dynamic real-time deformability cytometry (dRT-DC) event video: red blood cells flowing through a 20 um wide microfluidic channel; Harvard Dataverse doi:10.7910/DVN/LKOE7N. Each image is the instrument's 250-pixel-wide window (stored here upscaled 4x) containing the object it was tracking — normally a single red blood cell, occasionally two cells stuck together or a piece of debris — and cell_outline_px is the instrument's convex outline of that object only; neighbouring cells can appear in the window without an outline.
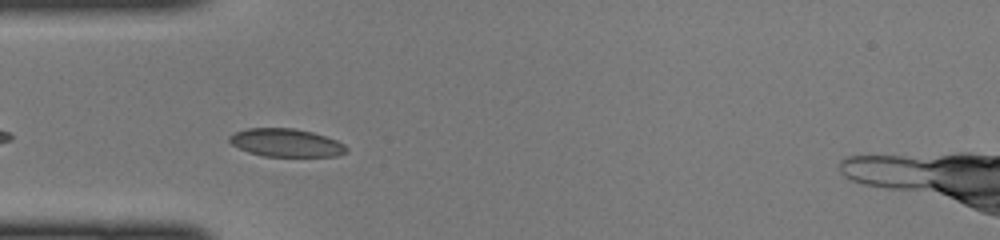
{"species": "common noctule bat (a hibernating species)", "species_latin": "Nyctalus noctula", "temperature_condition": "cold", "stored_images_in_passage": 28, "camera_frame_rate_fps": 3000, "um_per_image_px": 0.085, "animal": {"sex": "female", "body_mass_g": 22.0, "forearm_length_mm": 56.7}, "frame": {"image": 1, "passage_image": 3, "time_ms": 0.667, "image_size_px": [1000, 240], "cell_outline_px": [[348, 152], [336, 156], [264, 156], [248, 152], [232, 144], [228, 140], [228, 136], [236, 132], [248, 128], [292, 128], [312, 132], [336, 140], [344, 144], [348, 148]], "centroid_in_image_um": [24.32, 12.13], "position_along_channel_um": 60.7, "area_um2": 19.02}}
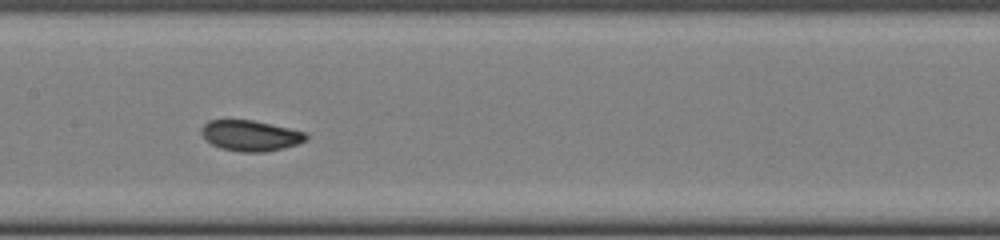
{"frame": {"image": 2, "passage_image": 12, "time_ms": 3.667, "image_size_px": [1000, 240], "cell_outline_px": [[308, 140], [284, 148], [264, 152], [240, 152], [220, 148], [212, 144], [200, 132], [200, 128], [208, 120], [252, 120], [288, 128], [304, 132], [308, 136]], "centroid_in_image_um": [21.28, 11.53], "position_along_channel_um": 186.1, "area_um2": 18.61}}
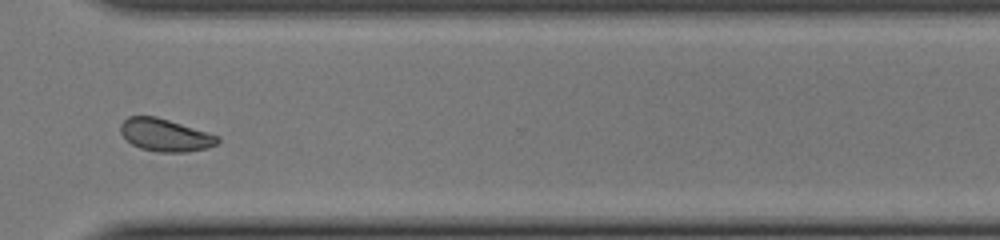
{"frame": {"image": 3, "passage_image": 24, "time_ms": 7.667, "image_size_px": [1000, 240], "cell_outline_px": [[220, 140], [216, 144], [208, 148], [188, 152], [160, 152], [140, 148], [132, 144], [120, 132], [120, 124], [128, 116], [156, 116], [208, 132], [220, 136]], "centroid_in_image_um": [14.06, 11.48], "position_along_channel_um": 356.5, "area_um2": 18.44}}